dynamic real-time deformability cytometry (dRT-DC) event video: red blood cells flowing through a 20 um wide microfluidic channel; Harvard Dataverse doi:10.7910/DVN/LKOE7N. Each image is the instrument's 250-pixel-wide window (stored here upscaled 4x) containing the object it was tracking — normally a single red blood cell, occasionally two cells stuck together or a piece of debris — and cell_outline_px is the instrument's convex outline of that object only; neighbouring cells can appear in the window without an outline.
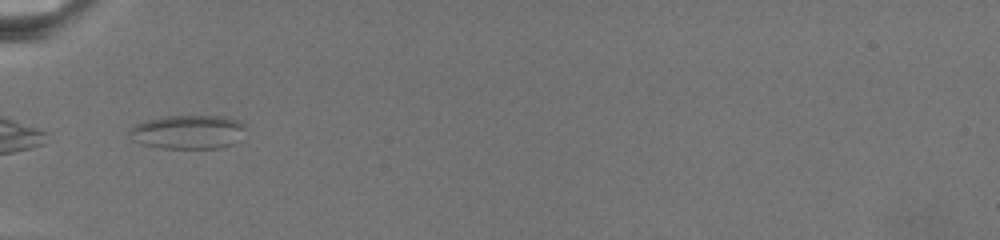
{"species": "common noctule bat (a hibernating species)", "species_latin": "Nyctalus noctula", "temperature_condition": "warm", "stored_images_in_passage": 47, "camera_frame_rate_fps": 3000, "um_per_image_px": 0.085, "animal": {"sex": "female", "body_mass_g": 19.5, "forearm_length_mm": 54.1}, "frame": {"image": 1, "passage_image": 1, "time_ms": 0.0, "image_size_px": [1000, 240], "cell_outline_px": [[244, 128], [232, 144], [220, 148], [160, 148], [144, 144], [132, 140], [128, 132], [136, 124], [144, 120], [160, 116], [224, 116], [236, 120], [244, 124]], "centroid_in_image_um": [15.91, 11.21], "position_along_channel_um": 69.1, "area_um2": 22.72}}
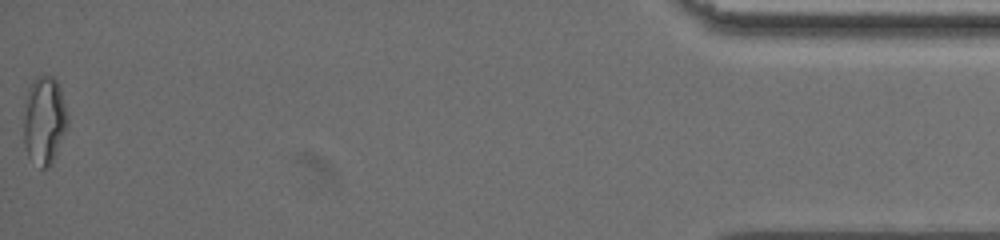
{"frame": {"image": 2, "passage_image": 47, "time_ms": 15.333, "image_size_px": [1000, 240], "cell_outline_px": [[68, 124], [52, 164], [48, 168], [40, 168], [28, 156], [24, 144], [24, 116], [28, 88], [36, 76], [52, 76], [56, 80], [64, 104], [68, 120]], "centroid_in_image_um": [3.75, 10.27], "position_along_channel_um": 431.5, "area_um2": 22.25}}